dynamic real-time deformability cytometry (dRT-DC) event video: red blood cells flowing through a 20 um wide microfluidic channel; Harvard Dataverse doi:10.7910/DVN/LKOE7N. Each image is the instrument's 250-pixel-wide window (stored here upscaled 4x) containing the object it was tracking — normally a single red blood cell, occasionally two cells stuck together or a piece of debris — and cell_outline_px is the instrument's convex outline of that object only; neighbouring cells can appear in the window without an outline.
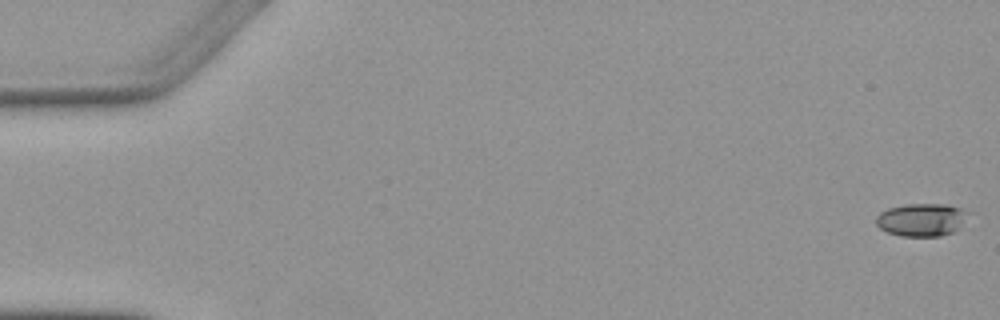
{"species": "Egyptian fruit bat (a non-hibernating species)", "species_latin": "Rousettus aegyptiacus", "temperature_condition": "warm", "stored_images_in_passage": 5, "camera_frame_rate_fps": 3000, "um_per_image_px": 0.085, "animal": {"sex": "female"}, "frame": {"image": 1, "passage_image": 1, "time_ms": 0.0, "image_size_px": [1000, 320], "cell_outline_px": [[972, 212], [956, 232], [940, 236], [900, 236], [888, 232], [880, 228], [876, 224], [876, 216], [880, 212], [888, 208], [908, 204], [948, 204], [964, 208]], "centroid_in_image_um": [78.4, 18.67], "position_along_channel_um": 6.6, "area_um2": 18.03}}
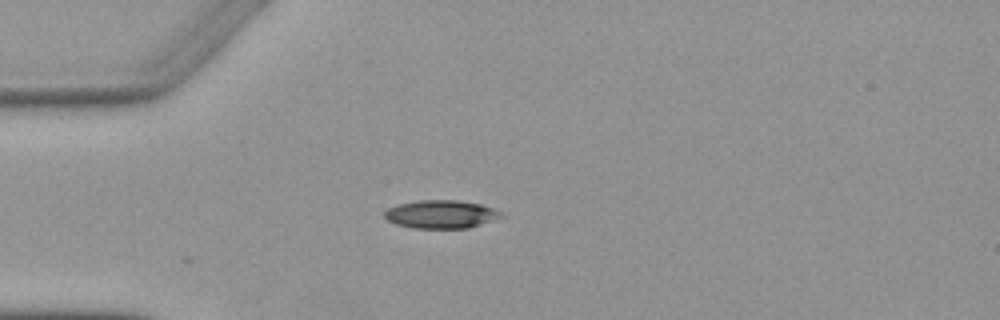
{"frame": {"image": 2, "passage_image": 5, "time_ms": 4.667, "image_size_px": [1000, 320], "cell_outline_px": [[508, 216], [496, 220], [468, 228], [412, 228], [396, 224], [388, 220], [384, 216], [384, 212], [388, 208], [400, 204], [420, 200], [456, 200], [480, 204], [504, 212]], "centroid_in_image_um": [37.56, 18.22], "position_along_channel_um": 47.4, "area_um2": 19.31}}